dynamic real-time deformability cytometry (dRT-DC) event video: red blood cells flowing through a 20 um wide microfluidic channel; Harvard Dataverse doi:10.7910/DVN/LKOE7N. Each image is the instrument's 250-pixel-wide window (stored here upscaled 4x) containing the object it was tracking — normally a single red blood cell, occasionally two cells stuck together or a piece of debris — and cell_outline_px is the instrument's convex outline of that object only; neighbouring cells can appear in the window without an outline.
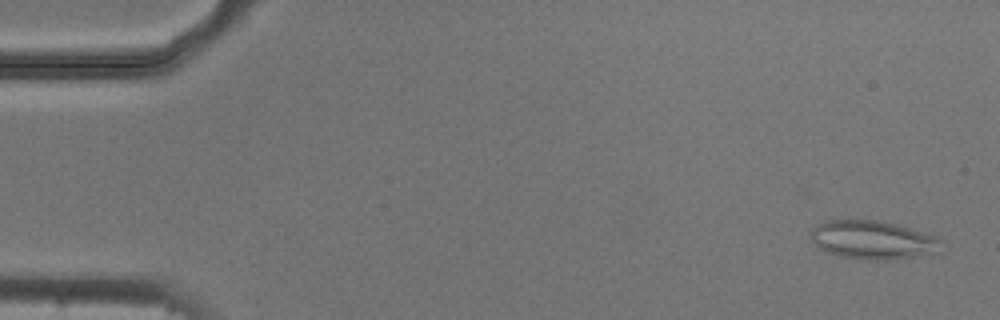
{"species": "common noctule bat (a hibernating species)", "species_latin": "Nyctalus noctula", "temperature_condition": "cold", "stored_images_in_passage": 45, "camera_frame_rate_fps": 3000, "um_per_image_px": 0.085, "animal": {"sex": "male", "body_mass_g": 20.5, "forearm_length_mm": 52.5}, "frame": {"image": 1, "passage_image": 2, "time_ms": 0.333, "image_size_px": [1000, 320], "cell_outline_px": [[944, 252], [896, 260], [860, 260], [840, 256], [824, 252], [812, 240], [812, 228], [816, 224], [824, 220], [880, 220], [896, 224], [924, 232], [936, 236], [944, 240]], "centroid_in_image_um": [74.28, 20.42], "position_along_channel_um": 10.7, "area_um2": 30.17}}
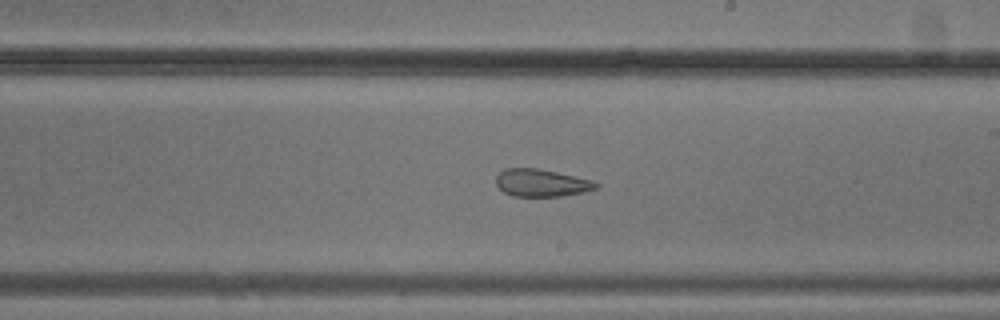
{"frame": {"image": 2, "passage_image": 22, "time_ms": 7.0, "image_size_px": [1000, 320], "cell_outline_px": [[600, 184], [596, 188], [584, 192], [560, 196], [512, 196], [504, 192], [496, 184], [496, 176], [504, 168], [536, 168], [556, 172], [592, 180]], "centroid_in_image_um": [46.01, 15.54], "position_along_channel_um": 243.0, "area_um2": 15.9}}
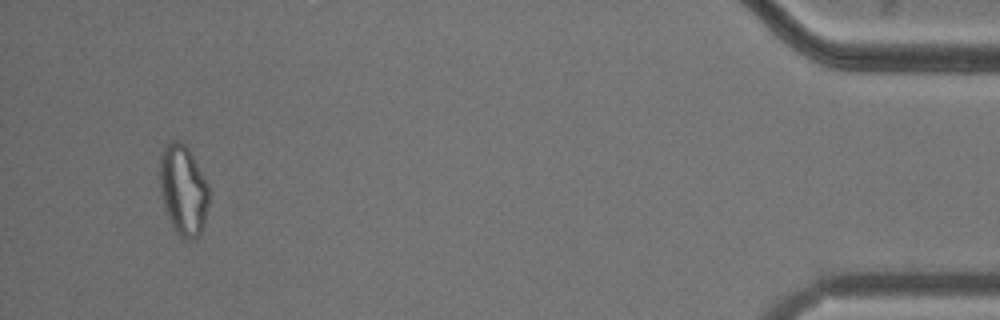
{"frame": {"image": 3, "passage_image": 42, "time_ms": 13.667, "image_size_px": [1000, 320], "cell_outline_px": [[208, 204], [204, 224], [200, 236], [196, 240], [188, 240], [180, 236], [172, 228], [164, 208], [160, 192], [160, 156], [164, 148], [172, 140], [184, 140], [208, 184]], "centroid_in_image_um": [15.57, 16.18], "position_along_channel_um": 419.6, "area_um2": 26.18}, "authors_computed_cell_mechanics": {"area_um2": 20.9236, "velocity_mm_per_s": 3.7619, "shape_relaxation_time_tau1_ms": null, "shape_relaxation_time_tau2_ms": 2.3542, "deformation_change_tau1": null, "deformation_change_tau2": 0.0882}}